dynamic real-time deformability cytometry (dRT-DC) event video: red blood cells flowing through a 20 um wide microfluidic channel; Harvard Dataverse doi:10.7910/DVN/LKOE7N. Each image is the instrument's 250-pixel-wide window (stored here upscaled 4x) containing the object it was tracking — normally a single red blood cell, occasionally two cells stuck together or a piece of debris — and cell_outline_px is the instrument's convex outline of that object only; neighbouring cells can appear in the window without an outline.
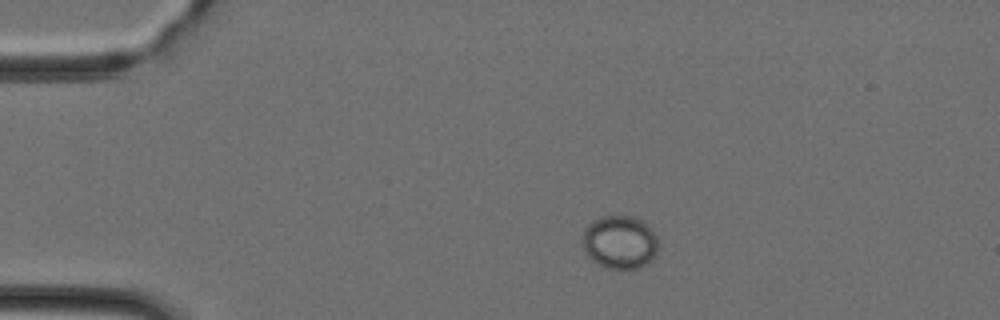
{"species": "Egyptian fruit bat (a non-hibernating species)", "species_latin": "Rousettus aegyptiacus", "temperature_condition": "cold", "stored_images_in_passage": 41, "camera_frame_rate_fps": 3000, "um_per_image_px": 0.085, "animal": {"sex": "female"}, "frame": {"image": 1, "passage_image": 4, "time_ms": 1.0, "image_size_px": [1000, 320], "cell_outline_px": [[656, 252], [652, 260], [640, 268], [604, 268], [592, 260], [588, 256], [580, 240], [584, 228], [592, 220], [604, 216], [632, 216], [640, 220], [656, 236]], "centroid_in_image_um": [52.61, 20.59], "position_along_channel_um": 32.4, "area_um2": 23.41}}
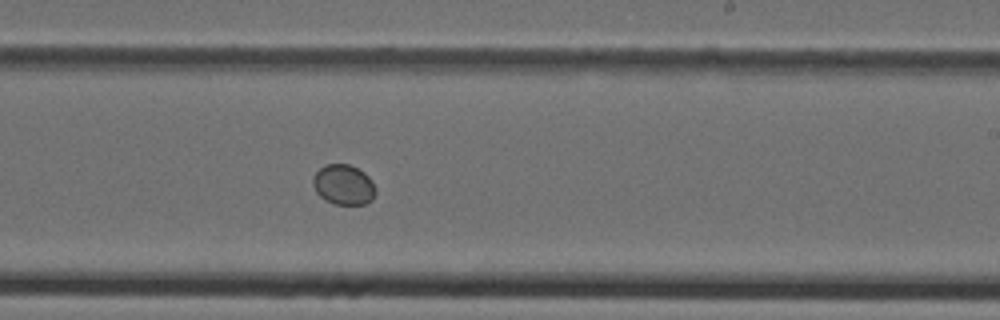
{"frame": {"image": 2, "passage_image": 23, "time_ms": 7.333, "image_size_px": [1000, 320], "cell_outline_px": [[376, 192], [372, 200], [364, 204], [336, 204], [324, 200], [316, 192], [312, 184], [312, 180], [316, 172], [324, 164], [348, 164], [364, 172], [372, 180], [376, 188]], "centroid_in_image_um": [29.2, 15.7], "position_along_channel_um": 259.8, "area_um2": 14.74}}
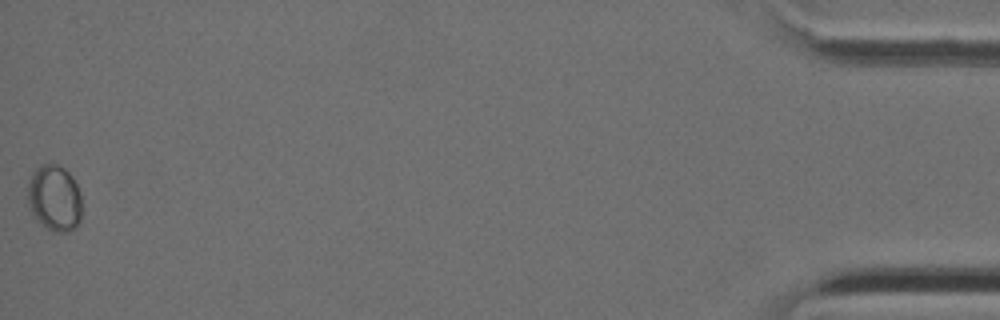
{"frame": {"image": 3, "passage_image": 41, "time_ms": 13.333, "image_size_px": [1000, 320], "cell_outline_px": [[80, 220], [68, 232], [56, 232], [48, 228], [28, 208], [28, 188], [32, 176], [36, 168], [40, 164], [56, 164], [64, 168], [72, 176], [80, 192]], "centroid_in_image_um": [4.63, 16.81], "position_along_channel_um": 430.6, "area_um2": 20.35}}